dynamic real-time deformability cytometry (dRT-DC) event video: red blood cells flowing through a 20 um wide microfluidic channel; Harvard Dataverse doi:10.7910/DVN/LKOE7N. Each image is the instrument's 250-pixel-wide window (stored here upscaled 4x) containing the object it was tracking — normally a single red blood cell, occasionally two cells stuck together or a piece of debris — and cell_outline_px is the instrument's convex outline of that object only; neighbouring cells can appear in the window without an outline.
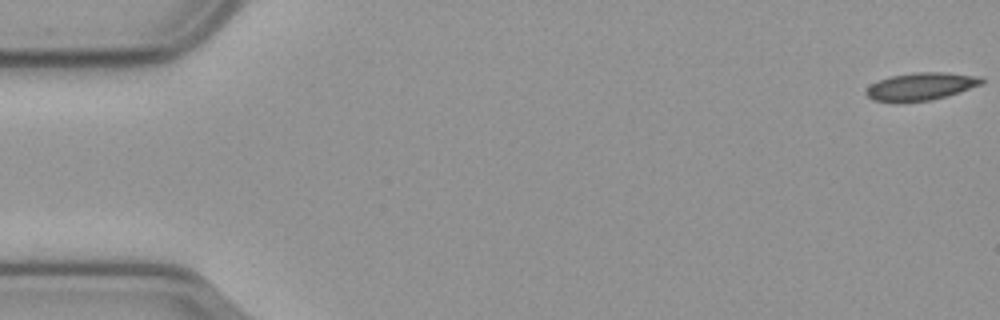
{"species": "common noctule bat (a hibernating species)", "species_latin": "Nyctalus noctula", "temperature_condition": "cold", "stored_images_in_passage": 50, "camera_frame_rate_fps": 3000, "um_per_image_px": 0.085, "animal": {"sex": "male", "body_mass_g": 23.1, "forearm_length_mm": 52.7}, "frame": {"image": 1, "passage_image": 1, "time_ms": 0.0, "image_size_px": [1000, 320], "cell_outline_px": [[984, 84], [948, 96], [932, 100], [900, 104], [896, 104], [872, 100], [864, 92], [872, 84], [880, 80], [892, 76], [916, 72], [948, 72], [980, 76], [984, 80]], "centroid_in_image_um": [78.3, 7.38], "position_along_channel_um": 6.7, "area_um2": 19.13}}
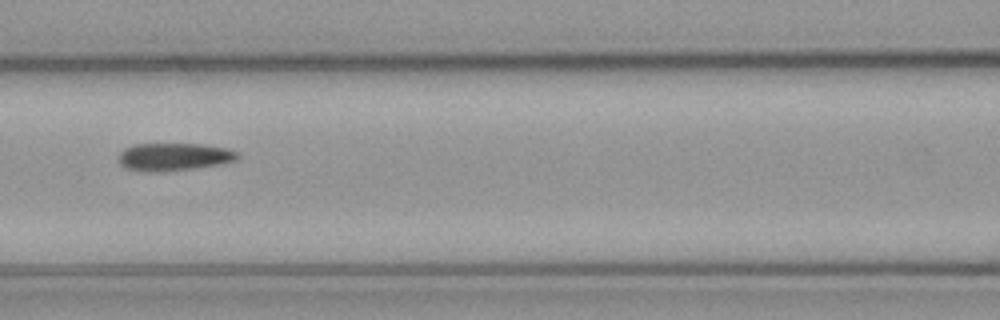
{"frame": {"image": 2, "passage_image": 25, "time_ms": 8.0, "image_size_px": [1000, 320], "cell_outline_px": [[240, 156], [236, 160], [220, 164], [192, 168], [156, 172], [152, 172], [124, 168], [120, 164], [116, 156], [124, 148], [132, 144], [204, 144], [228, 148], [236, 152]], "centroid_in_image_um": [14.74, 13.32], "position_along_channel_um": 151.9, "area_um2": 19.31}}
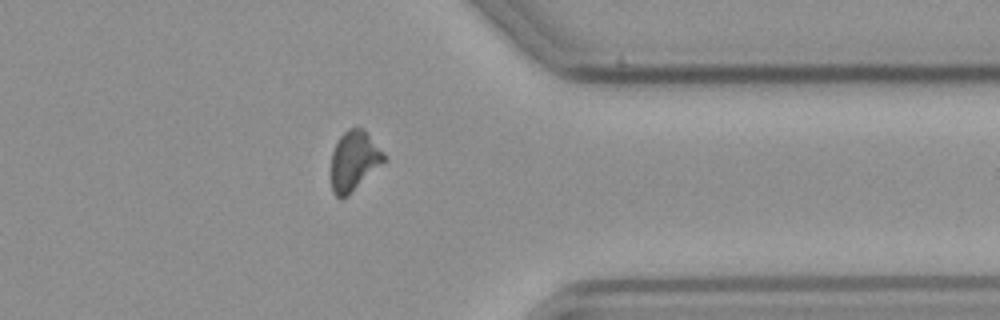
{"frame": {"image": 3, "passage_image": 45, "time_ms": 14.667, "image_size_px": [1000, 320], "cell_outline_px": [[388, 160], [348, 196], [340, 200], [332, 192], [332, 152], [340, 136], [348, 128], [364, 128], [384, 152]], "centroid_in_image_um": [30.14, 13.69], "position_along_channel_um": 381.3, "area_um2": 18.73}}